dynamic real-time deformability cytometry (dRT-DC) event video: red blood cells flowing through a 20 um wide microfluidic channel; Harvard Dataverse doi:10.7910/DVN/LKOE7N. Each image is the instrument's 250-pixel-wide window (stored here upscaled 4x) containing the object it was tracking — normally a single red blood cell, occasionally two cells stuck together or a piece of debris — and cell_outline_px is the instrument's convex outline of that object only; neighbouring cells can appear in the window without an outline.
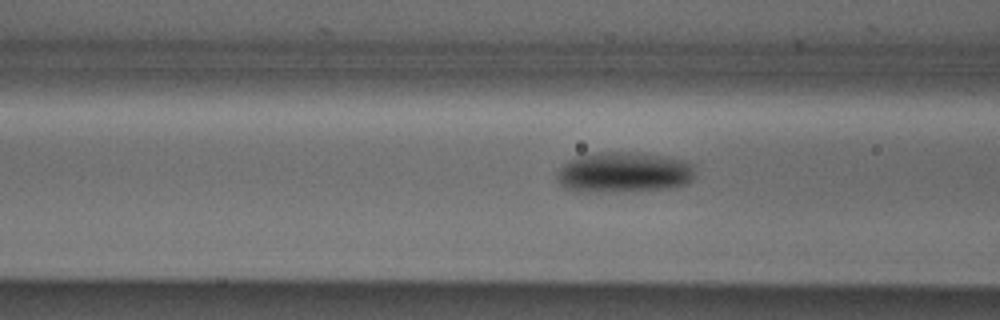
{"species": "Egyptian fruit bat (a non-hibernating species)", "species_latin": "Rousettus aegyptiacus", "temperature_condition": "cold", "stored_images_in_passage": 8, "camera_frame_rate_fps": 3000, "um_per_image_px": 0.085, "animal": {"sex": "male"}, "frame": {"image": 1, "passage_image": 5, "time_ms": 1.333, "image_size_px": [1000, 320], "cell_outline_px": [[696, 168], [692, 180], [688, 184], [676, 188], [584, 192], [564, 188], [560, 184], [556, 176], [560, 168], [568, 160], [576, 156], [600, 152], [636, 152], [668, 156], [688, 160], [696, 164]], "centroid_in_image_um": [53.1, 14.63], "position_along_channel_um": 113.5, "area_um2": 33.12}}